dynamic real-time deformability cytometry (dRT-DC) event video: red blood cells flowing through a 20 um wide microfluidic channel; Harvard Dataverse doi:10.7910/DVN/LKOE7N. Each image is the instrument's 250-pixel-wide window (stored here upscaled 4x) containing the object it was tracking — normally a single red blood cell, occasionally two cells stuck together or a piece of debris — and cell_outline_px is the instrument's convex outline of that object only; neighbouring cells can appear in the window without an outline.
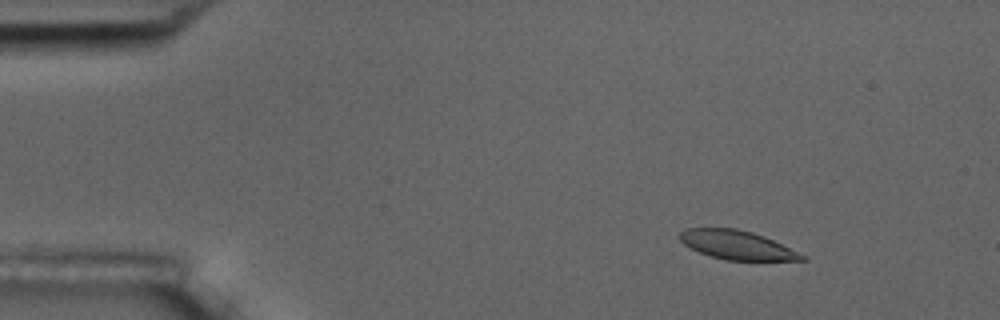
{"species": "common noctule bat (a hibernating species)", "species_latin": "Nyctalus noctula", "temperature_condition": "room temperature", "stored_images_in_passage": 9, "camera_frame_rate_fps": 3000, "um_per_image_px": 0.085, "animal": {"sex": "male", "body_mass_g": 17.5, "forearm_length_mm": 52.3}, "frame": {"image": 1, "passage_image": 3, "time_ms": 0.667, "image_size_px": [1000, 320], "cell_outline_px": [[808, 260], [724, 260], [700, 252], [684, 244], [680, 240], [680, 232], [684, 228], [736, 228], [752, 232], [764, 236], [808, 256]], "centroid_in_image_um": [62.67, 20.82], "position_along_channel_um": 22.3, "area_um2": 20.46}}
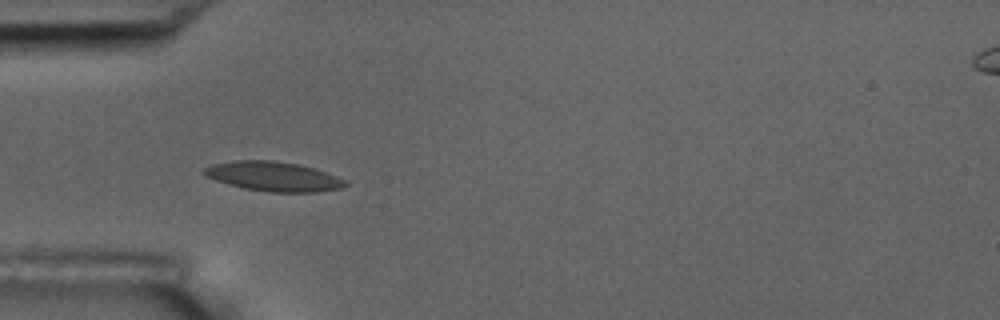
{"frame": {"image": 2, "passage_image": 6, "time_ms": 1.667, "image_size_px": [1000, 320], "cell_outline_px": [[348, 184], [344, 188], [316, 192], [268, 192], [244, 188], [228, 184], [204, 176], [200, 172], [204, 168], [212, 164], [232, 160], [272, 160], [296, 164], [312, 168], [348, 180]], "centroid_in_image_um": [23.22, 15.0], "position_along_channel_um": 61.8, "area_um2": 24.39}}
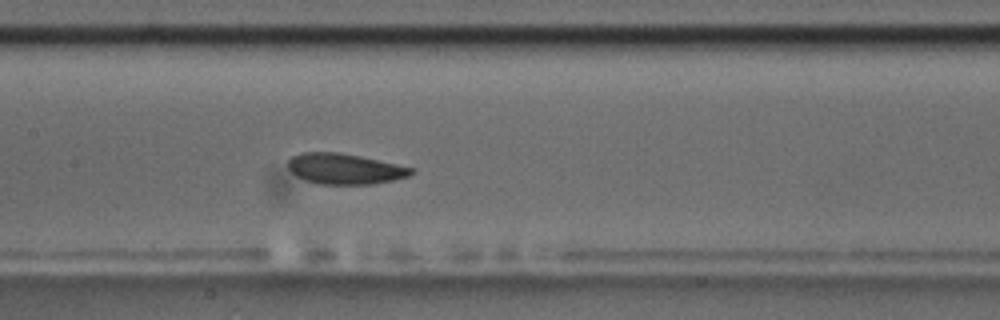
{"frame": {"image": 3, "passage_image": 9, "time_ms": 2.667, "image_size_px": [1000, 320], "cell_outline_px": [[416, 172], [408, 176], [392, 180], [372, 184], [316, 184], [304, 180], [296, 176], [288, 168], [288, 160], [292, 156], [300, 152], [340, 152], [360, 156], [416, 168]], "centroid_in_image_um": [29.3, 14.34], "position_along_channel_um": 178.1, "area_um2": 22.2}}